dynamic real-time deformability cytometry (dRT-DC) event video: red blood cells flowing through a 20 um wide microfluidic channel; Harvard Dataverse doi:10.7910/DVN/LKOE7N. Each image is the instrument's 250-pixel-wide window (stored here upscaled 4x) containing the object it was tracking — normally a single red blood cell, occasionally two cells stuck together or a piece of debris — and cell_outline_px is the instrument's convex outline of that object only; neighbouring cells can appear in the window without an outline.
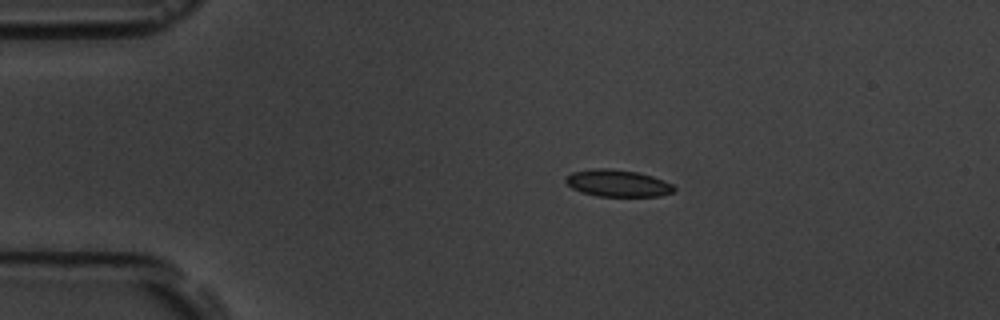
{"species": "common noctule bat (a hibernating species)", "species_latin": "Nyctalus noctula", "temperature_condition": "room temperature", "stored_images_in_passage": 14, "camera_frame_rate_fps": 3000, "um_per_image_px": 0.085, "animal": {"sex": "male", "body_mass_g": 19.5, "forearm_length_mm": 54.6}, "frame": {"image": 1, "passage_image": 2, "time_ms": 2.0, "image_size_px": [1000, 320], "cell_outline_px": [[676, 188], [672, 192], [660, 196], [596, 196], [580, 192], [572, 188], [564, 180], [564, 176], [572, 172], [592, 168], [612, 168], [636, 172], [652, 176], [664, 180], [672, 184]], "centroid_in_image_um": [52.46, 15.56], "position_along_channel_um": 32.5, "area_um2": 17.17}}
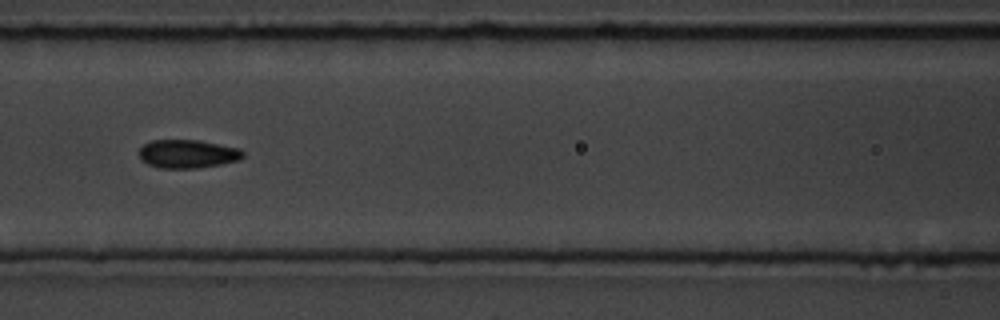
{"frame": {"image": 2, "passage_image": 6, "time_ms": 6.667, "image_size_px": [1000, 320], "cell_outline_px": [[244, 156], [240, 160], [220, 164], [196, 168], [160, 168], [148, 164], [140, 160], [136, 152], [144, 144], [152, 140], [200, 140], [240, 148], [244, 152]], "centroid_in_image_um": [15.92, 13.07], "position_along_channel_um": 150.7, "area_um2": 17.46}}
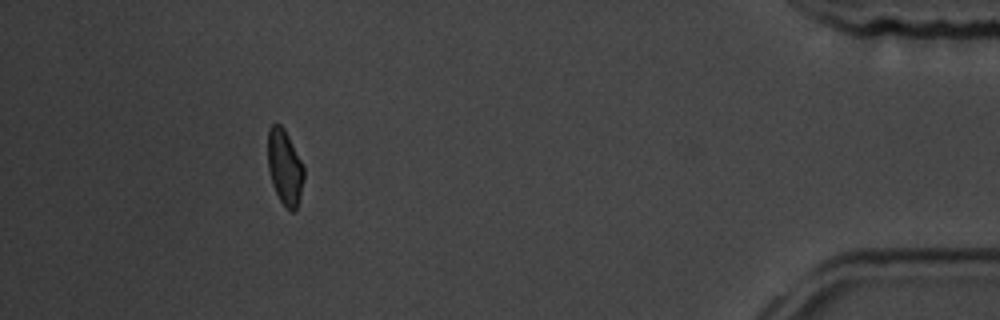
{"frame": {"image": 3, "passage_image": 13, "time_ms": 15.667, "image_size_px": [1000, 320], "cell_outline_px": [[304, 176], [300, 196], [296, 212], [292, 212], [280, 200], [272, 184], [268, 168], [268, 128], [272, 124], [280, 124], [284, 128], [304, 168]], "centroid_in_image_um": [24.19, 14.22], "position_along_channel_um": 411.0, "area_um2": 15.61}, "authors_computed_cell_mechanics": {"area_um2": 16.9065, "velocity_mm_per_s": 3.557, "shape_relaxation_time_tau1_ms": 4.6418, "shape_relaxation_time_tau2_ms": 1.827, "deformation_change_tau1": 0.081, "deformation_change_tau2": 0.0264}}